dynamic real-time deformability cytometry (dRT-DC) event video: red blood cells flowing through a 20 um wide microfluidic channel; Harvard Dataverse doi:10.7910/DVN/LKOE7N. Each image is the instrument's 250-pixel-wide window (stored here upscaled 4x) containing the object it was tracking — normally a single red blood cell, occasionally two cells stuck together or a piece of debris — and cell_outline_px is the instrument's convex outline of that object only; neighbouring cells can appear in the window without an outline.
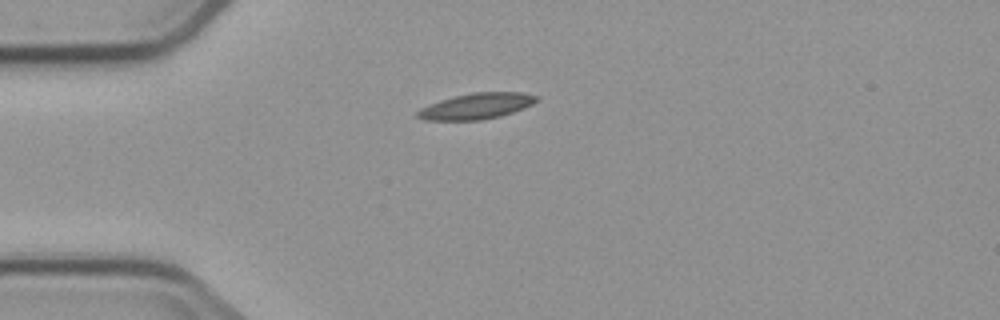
{"species": "common noctule bat (a hibernating species)", "species_latin": "Nyctalus noctula", "temperature_condition": "cold", "stored_images_in_passage": 4, "camera_frame_rate_fps": 3000, "um_per_image_px": 0.085, "animal": {"sex": "male", "body_mass_g": 23.1, "forearm_length_mm": 52.7}, "frame": {"image": 1, "passage_image": 4, "time_ms": 3.667, "image_size_px": [1000, 320], "cell_outline_px": [[540, 100], [524, 108], [500, 116], [480, 120], [424, 120], [416, 116], [416, 112], [420, 108], [440, 100], [472, 92], [524, 92], [540, 96]], "centroid_in_image_um": [40.54, 9.01], "position_along_channel_um": 44.5, "area_um2": 18.03}}